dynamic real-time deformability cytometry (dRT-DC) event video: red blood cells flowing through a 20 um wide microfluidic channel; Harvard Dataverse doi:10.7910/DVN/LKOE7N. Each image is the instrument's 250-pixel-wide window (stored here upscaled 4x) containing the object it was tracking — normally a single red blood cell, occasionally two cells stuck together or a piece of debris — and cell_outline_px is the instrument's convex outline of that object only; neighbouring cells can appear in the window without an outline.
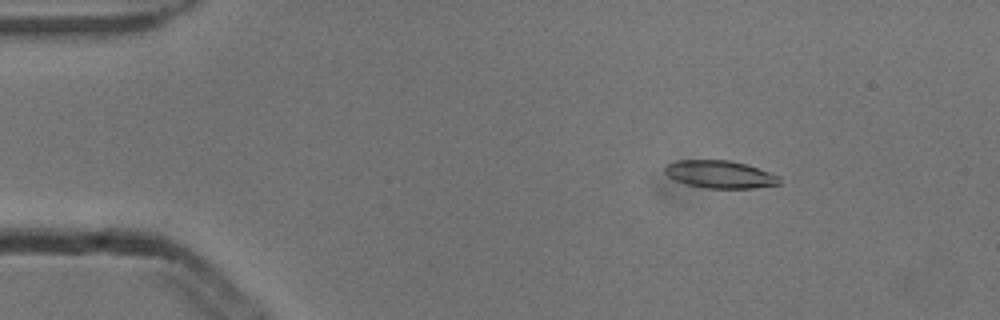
{"species": "common noctule bat (a hibernating species)", "species_latin": "Nyctalus noctula", "temperature_condition": "cold", "stored_images_in_passage": 6, "camera_frame_rate_fps": 3000, "um_per_image_px": 0.085, "animal": {"sex": "male", "body_mass_g": 13.3}, "frame": {"image": 1, "passage_image": 2, "time_ms": 0.333, "image_size_px": [1000, 320], "cell_outline_px": [[780, 184], [752, 188], [708, 188], [688, 184], [676, 180], [668, 176], [664, 172], [664, 168], [668, 164], [676, 160], [728, 160], [744, 164], [780, 176]], "centroid_in_image_um": [61.18, 14.82], "position_along_channel_um": 23.8, "area_um2": 18.15}}
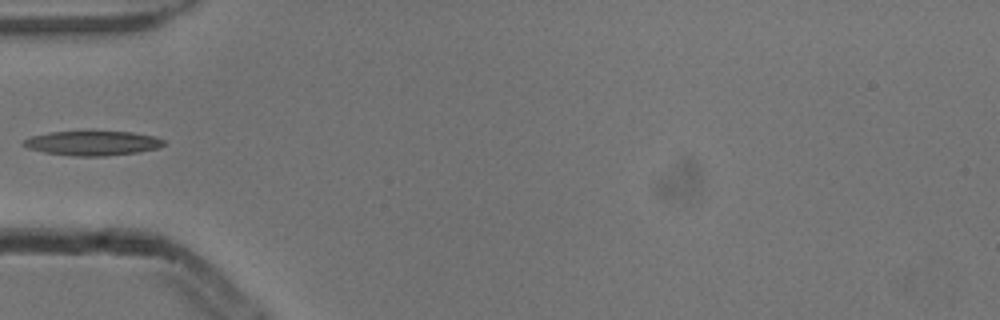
{"frame": {"image": 2, "passage_image": 5, "time_ms": 1.333, "image_size_px": [1000, 320], "cell_outline_px": [[164, 144], [160, 148], [136, 152], [104, 156], [76, 156], [44, 152], [28, 148], [20, 144], [24, 140], [32, 136], [48, 132], [92, 128], [132, 132], [152, 136], [164, 140]], "centroid_in_image_um": [7.84, 12.11], "position_along_channel_um": 77.2, "area_um2": 20.98}}
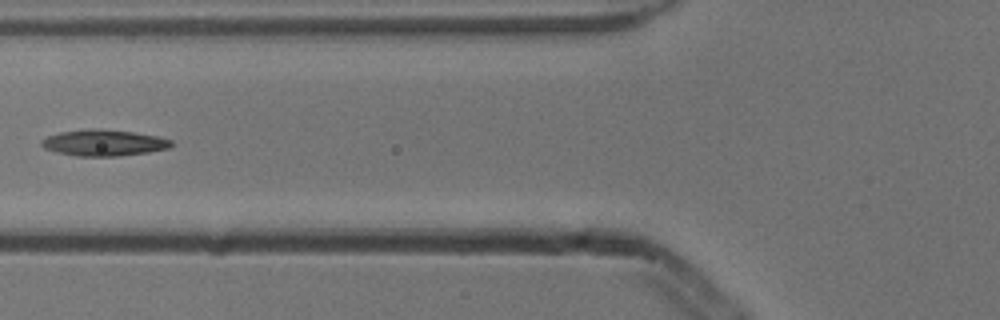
{"frame": {"image": 3, "passage_image": 6, "time_ms": 1.667, "image_size_px": [1000, 320], "cell_outline_px": [[172, 144], [168, 148], [148, 152], [120, 156], [76, 156], [56, 152], [44, 148], [40, 144], [40, 140], [48, 136], [60, 132], [92, 128], [96, 128], [132, 132], [156, 136], [172, 140]], "centroid_in_image_um": [8.78, 12.14], "position_along_channel_um": 117.0, "area_um2": 19.77}}